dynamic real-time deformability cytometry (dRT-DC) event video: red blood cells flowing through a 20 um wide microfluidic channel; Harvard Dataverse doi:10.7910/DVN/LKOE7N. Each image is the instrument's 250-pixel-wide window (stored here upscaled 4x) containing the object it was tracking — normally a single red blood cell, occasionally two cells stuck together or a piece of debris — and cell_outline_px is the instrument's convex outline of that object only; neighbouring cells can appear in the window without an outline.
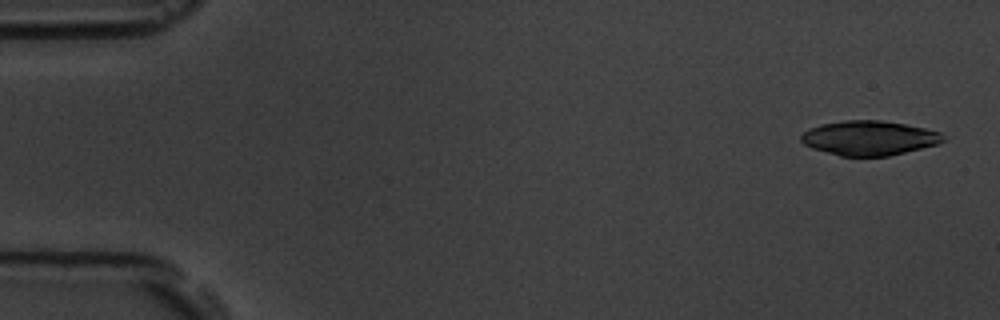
{"species": "common noctule bat (a hibernating species)", "species_latin": "Nyctalus noctula", "temperature_condition": "room temperature", "stored_images_in_passage": 5, "camera_frame_rate_fps": 3000, "um_per_image_px": 0.085, "animal": {"sex": "male", "body_mass_g": 19.5, "forearm_length_mm": 54.6}, "frame": {"image": 1, "passage_image": 1, "time_ms": 0.0, "image_size_px": [1000, 320], "cell_outline_px": [[948, 136], [944, 140], [936, 144], [888, 156], [840, 156], [812, 148], [804, 144], [800, 140], [800, 136], [808, 128], [820, 124], [844, 120], [880, 120], [904, 124], [924, 128], [940, 132]], "centroid_in_image_um": [73.85, 11.72], "position_along_channel_um": 11.2, "area_um2": 28.55}}